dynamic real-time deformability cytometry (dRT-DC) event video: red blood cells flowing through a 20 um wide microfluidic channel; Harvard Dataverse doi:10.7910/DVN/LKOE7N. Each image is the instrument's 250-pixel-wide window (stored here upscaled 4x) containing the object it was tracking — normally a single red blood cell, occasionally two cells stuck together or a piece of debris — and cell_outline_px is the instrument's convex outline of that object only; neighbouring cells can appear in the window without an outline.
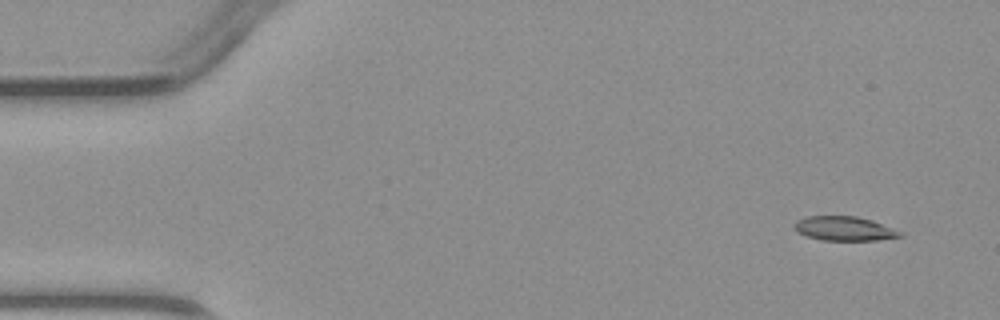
{"species": "common noctule bat (a hibernating species)", "species_latin": "Nyctalus noctula", "temperature_condition": "warm", "stored_images_in_passage": 3, "camera_frame_rate_fps": 3000, "um_per_image_px": 0.085, "animal": {"sex": "male", "body_mass_g": 23.1, "forearm_length_mm": 52.7}, "frame": {"image": 1, "passage_image": 1, "time_ms": 0.0, "image_size_px": [1000, 320], "cell_outline_px": [[904, 236], [876, 240], [820, 240], [796, 232], [792, 224], [796, 220], [808, 216], [856, 216], [872, 220], [904, 232]], "centroid_in_image_um": [71.76, 19.42], "position_along_channel_um": 13.2, "area_um2": 15.09}}
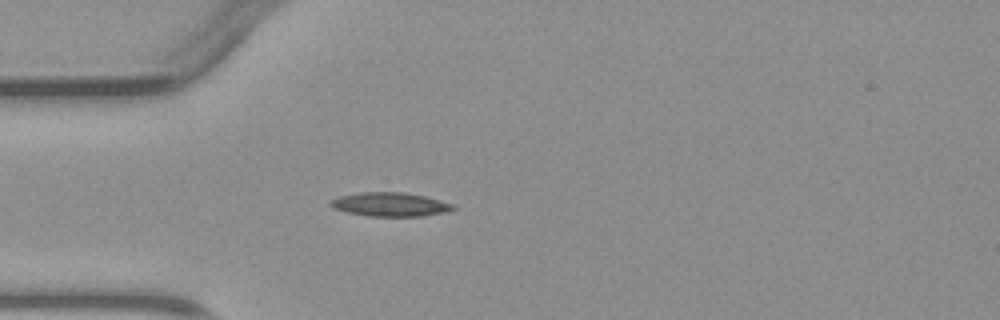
{"frame": {"image": 2, "passage_image": 3, "time_ms": 3.333, "image_size_px": [1000, 320], "cell_outline_px": [[456, 208], [444, 212], [424, 216], [368, 216], [348, 212], [336, 208], [328, 204], [332, 200], [340, 196], [360, 192], [404, 192], [424, 196], [440, 200], [452, 204]], "centroid_in_image_um": [33.17, 17.37], "position_along_channel_um": 51.8, "area_um2": 16.82}}